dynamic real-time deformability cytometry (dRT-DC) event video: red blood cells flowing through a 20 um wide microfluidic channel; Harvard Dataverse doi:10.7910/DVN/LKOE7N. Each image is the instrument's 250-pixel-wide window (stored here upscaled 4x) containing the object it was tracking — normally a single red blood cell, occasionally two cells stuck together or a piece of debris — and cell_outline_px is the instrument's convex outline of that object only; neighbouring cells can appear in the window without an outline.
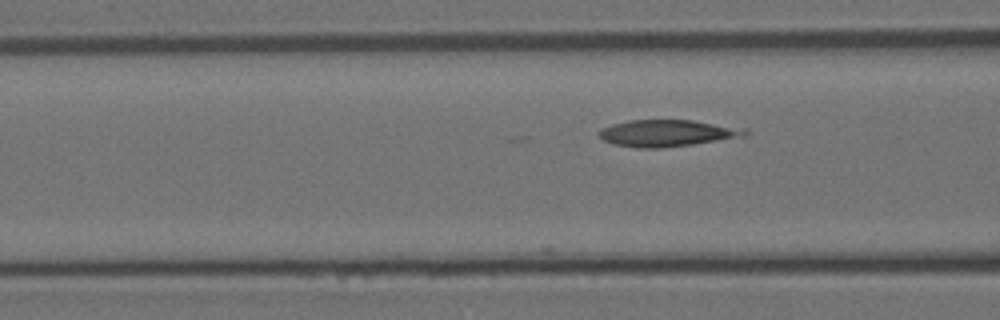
{"species": "Egyptian fruit bat (a non-hibernating species)", "species_latin": "Rousettus aegyptiacus", "temperature_condition": "room temperature", "stored_images_in_passage": 5, "camera_frame_rate_fps": 3000, "um_per_image_px": 0.085, "animal": {"sex": "female"}, "frame": {"image": 1, "passage_image": 5, "time_ms": 1.333, "image_size_px": [1000, 320], "cell_outline_px": [[748, 136], [692, 144], [660, 148], [636, 148], [612, 144], [604, 140], [596, 132], [600, 128], [612, 124], [628, 120], [692, 120], [744, 128], [748, 132]], "centroid_in_image_um": [56.68, 11.32], "position_along_channel_um": 109.9, "area_um2": 22.83}}